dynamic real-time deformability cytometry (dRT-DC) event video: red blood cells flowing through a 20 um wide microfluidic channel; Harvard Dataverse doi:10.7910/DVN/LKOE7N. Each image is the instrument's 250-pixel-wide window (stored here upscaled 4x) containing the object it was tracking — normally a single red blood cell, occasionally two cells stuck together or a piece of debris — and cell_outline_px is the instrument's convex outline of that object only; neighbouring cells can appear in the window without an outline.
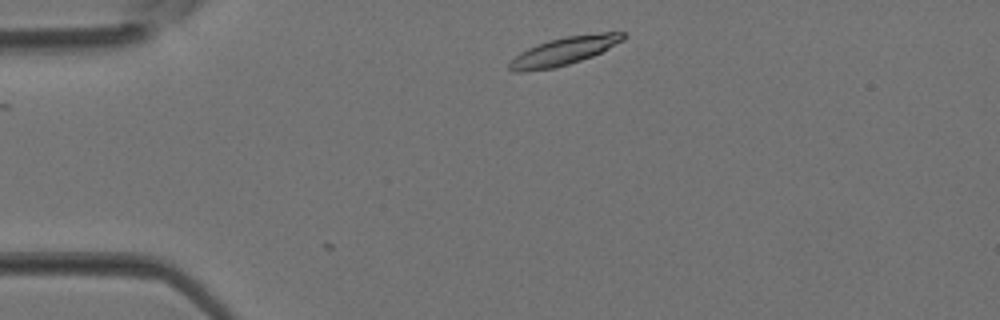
{"species": "Egyptian fruit bat (a non-hibernating species)", "species_latin": "Rousettus aegyptiacus", "temperature_condition": "room temperature", "stored_images_in_passage": 3, "camera_frame_rate_fps": 3000, "um_per_image_px": 0.085, "animal": {"sex": "female"}, "frame": {"image": 1, "passage_image": 3, "time_ms": 0.667, "image_size_px": [1000, 320], "cell_outline_px": [[628, 36], [624, 40], [592, 56], [556, 68], [524, 72], [512, 72], [508, 68], [508, 64], [520, 52], [528, 48], [548, 40], [564, 36], [600, 32], [624, 32]], "centroid_in_image_um": [47.94, 4.33], "position_along_channel_um": 37.1, "area_um2": 18.73}}